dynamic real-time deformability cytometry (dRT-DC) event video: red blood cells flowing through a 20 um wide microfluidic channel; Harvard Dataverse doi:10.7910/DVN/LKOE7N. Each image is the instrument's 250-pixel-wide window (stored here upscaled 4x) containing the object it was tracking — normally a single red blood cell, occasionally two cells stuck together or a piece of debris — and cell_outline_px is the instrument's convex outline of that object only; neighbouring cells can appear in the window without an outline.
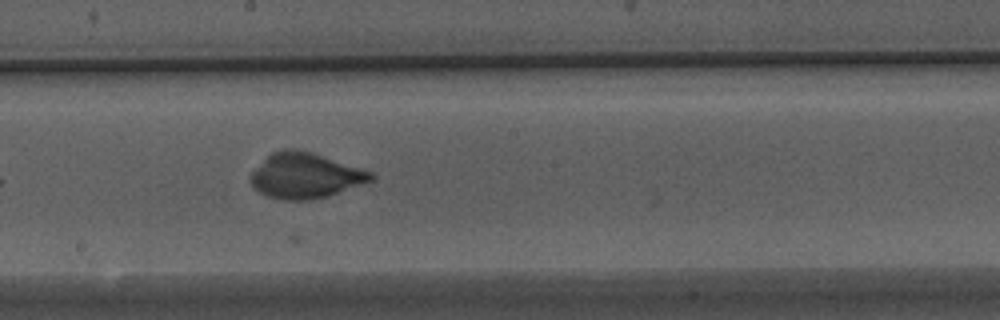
{"species": "Egyptian fruit bat (a non-hibernating species)", "species_latin": "Rousettus aegyptiacus", "temperature_condition": "warm", "stored_images_in_passage": 23, "camera_frame_rate_fps": 3000, "um_per_image_px": 0.085, "animal": {"sex": "male"}, "frame": {"image": 1, "passage_image": 20, "time_ms": 6.333, "image_size_px": [1000, 320], "cell_outline_px": [[376, 176], [372, 180], [340, 192], [328, 196], [308, 200], [284, 200], [268, 196], [252, 188], [252, 172], [272, 152], [284, 148], [292, 148], [312, 152], [372, 172]], "centroid_in_image_um": [25.95, 14.93], "position_along_channel_um": 222.2, "area_um2": 31.44}}